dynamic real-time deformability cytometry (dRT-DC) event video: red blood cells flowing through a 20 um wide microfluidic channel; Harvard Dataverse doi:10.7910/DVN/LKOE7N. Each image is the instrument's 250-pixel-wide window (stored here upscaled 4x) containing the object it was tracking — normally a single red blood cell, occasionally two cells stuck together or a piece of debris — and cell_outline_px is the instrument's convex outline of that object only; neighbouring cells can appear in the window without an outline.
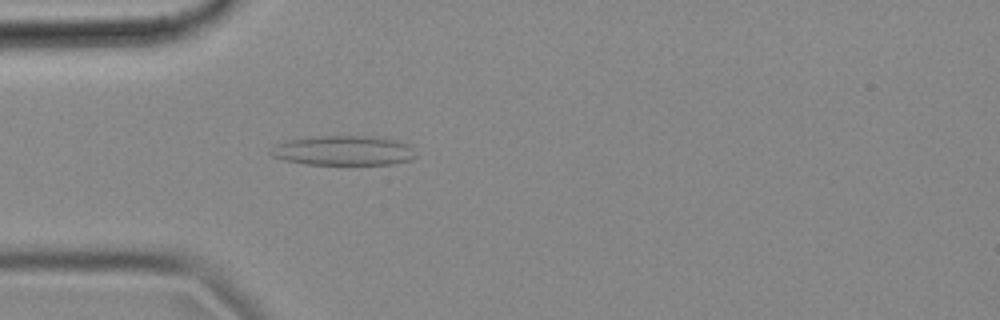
{"species": "common noctule bat (a hibernating species)", "species_latin": "Nyctalus noctula", "temperature_condition": "cold", "stored_images_in_passage": 49, "camera_frame_rate_fps": 3000, "um_per_image_px": 0.085, "animal": {"sex": "female", "body_mass_g": 18.4}, "frame": {"image": 1, "passage_image": 10, "time_ms": 3.0, "image_size_px": [1000, 320], "cell_outline_px": [[416, 156], [412, 160], [392, 164], [304, 164], [284, 160], [272, 156], [268, 152], [276, 144], [288, 140], [312, 136], [376, 136], [396, 140], [408, 144], [412, 148]], "centroid_in_image_um": [29.19, 12.79], "position_along_channel_um": 55.8, "area_um2": 25.26}}
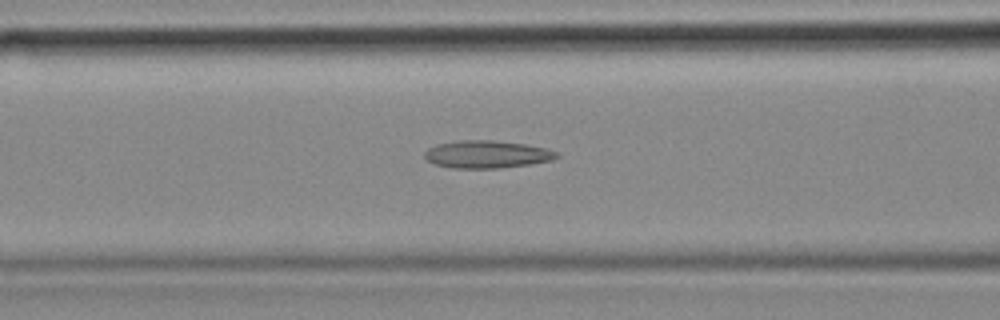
{"frame": {"image": 2, "passage_image": 16, "time_ms": 5.0, "image_size_px": [1000, 320], "cell_outline_px": [[560, 156], [552, 160], [528, 164], [500, 168], [452, 168], [436, 164], [428, 160], [424, 156], [424, 152], [428, 148], [436, 144], [460, 140], [492, 140], [524, 144], [544, 148], [556, 152]], "centroid_in_image_um": [41.35, 13.11], "position_along_channel_um": 125.2, "area_um2": 21.04}}
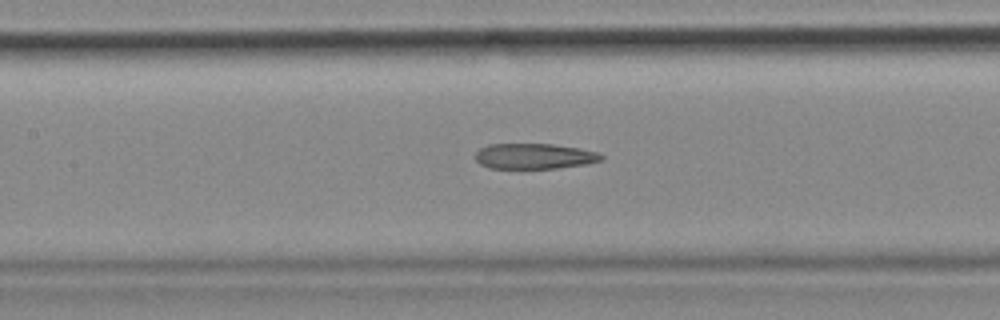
{"frame": {"image": 3, "passage_image": 19, "time_ms": 6.0, "image_size_px": [1000, 320], "cell_outline_px": [[604, 160], [588, 164], [556, 168], [488, 168], [480, 164], [476, 160], [476, 152], [480, 148], [488, 144], [552, 144], [580, 148], [600, 152], [604, 156]], "centroid_in_image_um": [45.47, 13.27], "position_along_channel_um": 161.9, "area_um2": 18.9}, "authors_computed_cell_mechanics": {"area_um2": 20.6924, "velocity_mm_per_s": 3.6748, "shape_relaxation_time_tau1_ms": null, "shape_relaxation_time_tau2_ms": 4.9873, "deformation_change_tau1": null, "deformation_change_tau2": 0.1745}}